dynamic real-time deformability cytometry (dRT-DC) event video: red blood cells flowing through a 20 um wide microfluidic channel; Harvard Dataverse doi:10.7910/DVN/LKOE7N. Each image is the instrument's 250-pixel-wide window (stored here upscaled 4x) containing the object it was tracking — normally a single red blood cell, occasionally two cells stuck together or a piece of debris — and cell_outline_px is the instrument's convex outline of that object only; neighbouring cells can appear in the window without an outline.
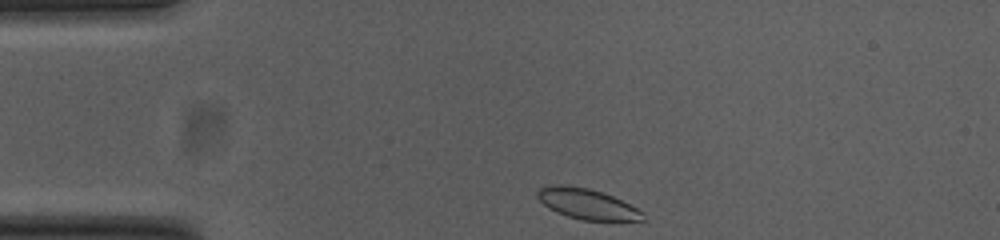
{"species": "common noctule bat (a hibernating species)", "species_latin": "Nyctalus noctula", "temperature_condition": "cold", "stored_images_in_passage": 35, "camera_frame_rate_fps": 3000, "um_per_image_px": 0.085, "animal": {"sex": "female", "body_mass_g": 23.0, "forearm_length_mm": 53.4}, "frame": {"image": 1, "passage_image": 1, "time_ms": 0.0, "image_size_px": [1000, 240], "cell_outline_px": [[644, 220], [580, 220], [556, 212], [548, 208], [536, 196], [536, 192], [540, 188], [548, 184], [560, 184], [588, 188], [612, 196], [644, 212]], "centroid_in_image_um": [49.84, 17.32], "position_along_channel_um": 35.2, "area_um2": 18.55}}
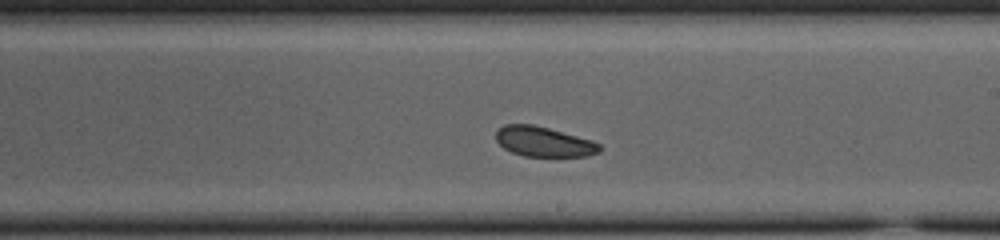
{"frame": {"image": 2, "passage_image": 21, "time_ms": 6.667, "image_size_px": [1000, 240], "cell_outline_px": [[600, 152], [588, 156], [524, 156], [512, 152], [504, 148], [496, 140], [496, 132], [504, 124], [532, 124], [548, 128], [592, 140], [600, 144]], "centroid_in_image_um": [46.22, 12.04], "position_along_channel_um": 242.8, "area_um2": 17.98}}
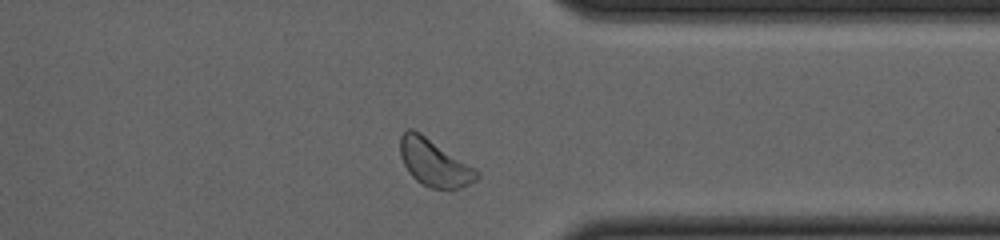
{"frame": {"image": 3, "passage_image": 32, "time_ms": 10.333, "image_size_px": [1000, 240], "cell_outline_px": [[480, 176], [476, 180], [452, 192], [448, 192], [432, 188], [416, 180], [408, 172], [400, 156], [400, 136], [408, 128], [412, 128], [420, 132], [476, 168], [480, 172]], "centroid_in_image_um": [36.94, 13.86], "position_along_channel_um": 374.5, "area_um2": 21.39}, "authors_computed_cell_mechanics": {"area_um2": 18.9584, "velocity_mm_per_s": 3.7169, "shape_relaxation_time_tau1_ms": 1.9008, "shape_relaxation_time_tau2_ms": 1.8867, "deformation_change_tau1": 0.034, "deformation_change_tau2": 0.0542}}